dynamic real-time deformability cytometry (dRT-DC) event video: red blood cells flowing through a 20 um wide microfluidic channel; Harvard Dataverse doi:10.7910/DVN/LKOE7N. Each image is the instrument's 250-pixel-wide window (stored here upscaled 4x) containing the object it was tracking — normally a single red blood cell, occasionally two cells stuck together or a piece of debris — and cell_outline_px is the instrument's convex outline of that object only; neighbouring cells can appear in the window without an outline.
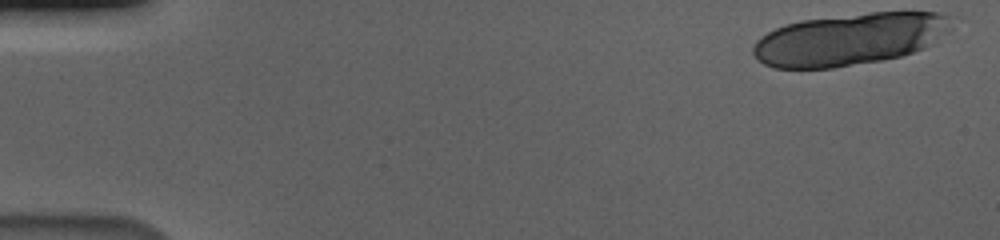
{"species": "human", "species_latin": "Homo sapiens", "temperature_condition": "cold", "stored_images_in_passage": 20, "camera_frame_rate_fps": 3000, "um_per_image_px": 0.085, "donor": {"sex": "male"}, "frame": {"image": 1, "passage_image": 1, "time_ms": 0.0, "image_size_px": [1000, 240], "cell_outline_px": [[960, 16], [952, 28], [924, 48], [900, 56], [880, 60], [832, 68], [772, 68], [764, 64], [752, 52], [752, 48], [756, 40], [760, 36], [784, 24], [800, 20], [872, 12], [936, 12]], "centroid_in_image_um": [72.26, 3.31], "position_along_channel_um": 12.7, "area_um2": 60.46}}